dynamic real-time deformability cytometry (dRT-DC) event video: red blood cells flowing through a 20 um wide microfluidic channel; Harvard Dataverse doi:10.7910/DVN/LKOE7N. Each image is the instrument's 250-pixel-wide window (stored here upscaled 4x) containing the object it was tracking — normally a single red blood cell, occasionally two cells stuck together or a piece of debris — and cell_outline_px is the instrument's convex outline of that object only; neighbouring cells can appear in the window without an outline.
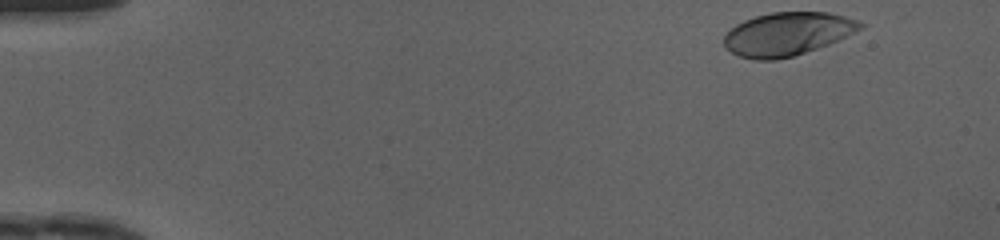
{"species": "human", "species_latin": "Homo sapiens", "temperature_condition": "cold", "stored_images_in_passage": 38, "camera_frame_rate_fps": 3000, "um_per_image_px": 0.085, "donor": {"sex": "female"}, "frame": {"image": 1, "passage_image": 1, "time_ms": 0.0, "image_size_px": [1000, 240], "cell_outline_px": [[864, 28], [828, 44], [792, 56], [776, 60], [756, 60], [740, 56], [732, 52], [724, 44], [724, 36], [736, 24], [744, 20], [756, 16], [772, 12], [828, 12], [844, 16], [856, 20], [864, 24]], "centroid_in_image_um": [66.93, 2.88], "position_along_channel_um": 18.1, "area_um2": 33.99}}
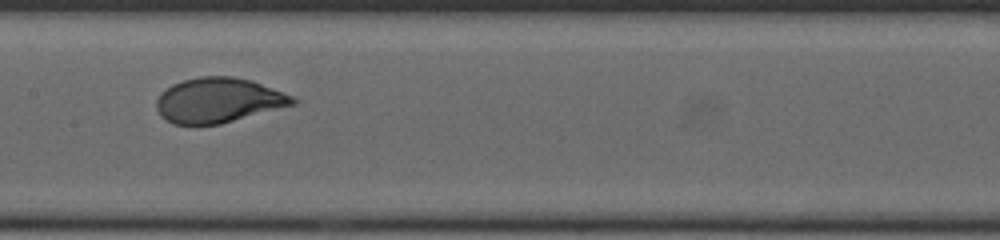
{"frame": {"image": 2, "passage_image": 22, "time_ms": 7.0, "image_size_px": [1000, 240], "cell_outline_px": [[300, 100], [296, 104], [220, 124], [172, 124], [160, 116], [156, 108], [156, 100], [160, 92], [172, 84], [184, 80], [200, 76], [232, 76], [252, 80], [296, 96]], "centroid_in_image_um": [18.59, 8.51], "position_along_channel_um": 188.8, "area_um2": 36.01}}
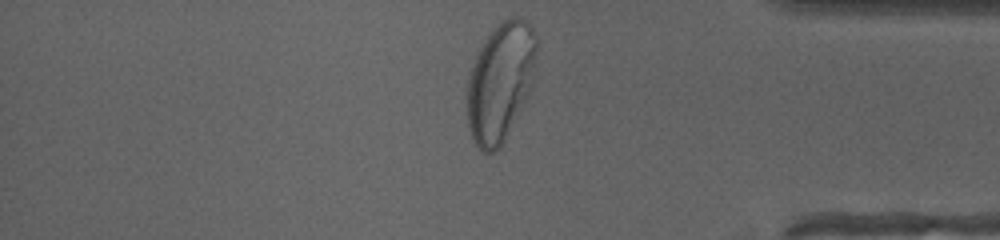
{"frame": {"image": 3, "passage_image": 38, "time_ms": 12.333, "image_size_px": [1000, 240], "cell_outline_px": [[536, 48], [532, 84], [500, 148], [492, 152], [484, 152], [476, 144], [472, 136], [468, 124], [464, 96], [468, 80], [476, 56], [480, 48], [488, 36], [500, 20], [512, 16], [520, 16], [528, 20], [536, 36]], "centroid_in_image_um": [42.5, 6.92], "position_along_channel_um": 392.7, "area_um2": 47.74}, "authors_computed_cell_mechanics": {"area_um2": 35.5181, "velocity_mm_per_s": 4.1613, "shape_relaxation_time_tau1_ms": 2.6404, "shape_relaxation_time_tau2_ms": null, "deformation_change_tau1": 0.1795, "deformation_change_tau2": null}}